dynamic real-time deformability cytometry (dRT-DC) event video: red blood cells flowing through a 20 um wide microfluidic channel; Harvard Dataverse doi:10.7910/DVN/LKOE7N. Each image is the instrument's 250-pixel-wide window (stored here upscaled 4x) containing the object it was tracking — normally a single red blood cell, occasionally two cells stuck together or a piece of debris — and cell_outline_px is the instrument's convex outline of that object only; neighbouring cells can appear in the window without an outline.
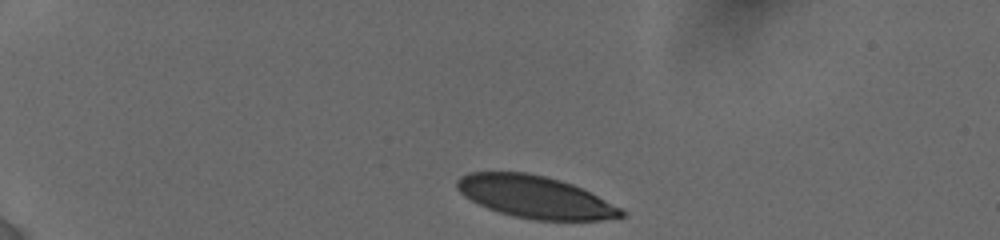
{"species": "human", "species_latin": "Homo sapiens", "temperature_condition": "cold", "stored_images_in_passage": 12, "camera_frame_rate_fps": 3000, "um_per_image_px": 0.085, "donor": {"sex": "female"}, "frame": {"image": 1, "passage_image": 1, "time_ms": 0.0, "image_size_px": [1000, 240], "cell_outline_px": [[628, 216], [600, 220], [536, 220], [516, 216], [500, 212], [488, 208], [464, 196], [456, 188], [456, 180], [460, 176], [468, 172], [528, 172], [560, 180], [572, 184], [628, 212]], "centroid_in_image_um": [45.47, 16.74], "position_along_channel_um": 39.5, "area_um2": 40.06}}